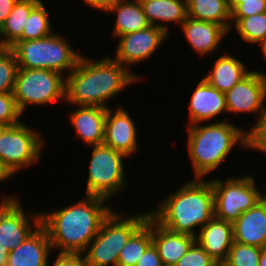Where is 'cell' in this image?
I'll return each instance as SVG.
<instances>
[{
	"label": "cell",
	"mask_w": 266,
	"mask_h": 266,
	"mask_svg": "<svg viewBox=\"0 0 266 266\" xmlns=\"http://www.w3.org/2000/svg\"><path fill=\"white\" fill-rule=\"evenodd\" d=\"M195 241L221 266L233 243V224L215 216L199 230Z\"/></svg>",
	"instance_id": "obj_19"
},
{
	"label": "cell",
	"mask_w": 266,
	"mask_h": 266,
	"mask_svg": "<svg viewBox=\"0 0 266 266\" xmlns=\"http://www.w3.org/2000/svg\"><path fill=\"white\" fill-rule=\"evenodd\" d=\"M152 243L164 266H174L195 242L188 234L174 233L163 228L151 217Z\"/></svg>",
	"instance_id": "obj_21"
},
{
	"label": "cell",
	"mask_w": 266,
	"mask_h": 266,
	"mask_svg": "<svg viewBox=\"0 0 266 266\" xmlns=\"http://www.w3.org/2000/svg\"><path fill=\"white\" fill-rule=\"evenodd\" d=\"M60 34L56 32L37 40H18L10 47L18 68L48 69L66 77L83 53L76 51L66 37Z\"/></svg>",
	"instance_id": "obj_6"
},
{
	"label": "cell",
	"mask_w": 266,
	"mask_h": 266,
	"mask_svg": "<svg viewBox=\"0 0 266 266\" xmlns=\"http://www.w3.org/2000/svg\"><path fill=\"white\" fill-rule=\"evenodd\" d=\"M241 59L229 52L219 56L203 78L222 93L228 92L236 83L245 78L251 71Z\"/></svg>",
	"instance_id": "obj_22"
},
{
	"label": "cell",
	"mask_w": 266,
	"mask_h": 266,
	"mask_svg": "<svg viewBox=\"0 0 266 266\" xmlns=\"http://www.w3.org/2000/svg\"><path fill=\"white\" fill-rule=\"evenodd\" d=\"M89 1H90V0H83V2H84L85 4H87Z\"/></svg>",
	"instance_id": "obj_44"
},
{
	"label": "cell",
	"mask_w": 266,
	"mask_h": 266,
	"mask_svg": "<svg viewBox=\"0 0 266 266\" xmlns=\"http://www.w3.org/2000/svg\"><path fill=\"white\" fill-rule=\"evenodd\" d=\"M49 12L46 5L41 0L30 12L27 23L23 29L22 37L19 40H37L54 33L52 23H50Z\"/></svg>",
	"instance_id": "obj_29"
},
{
	"label": "cell",
	"mask_w": 266,
	"mask_h": 266,
	"mask_svg": "<svg viewBox=\"0 0 266 266\" xmlns=\"http://www.w3.org/2000/svg\"><path fill=\"white\" fill-rule=\"evenodd\" d=\"M227 114H254L257 123L266 113V73L251 72L225 93Z\"/></svg>",
	"instance_id": "obj_12"
},
{
	"label": "cell",
	"mask_w": 266,
	"mask_h": 266,
	"mask_svg": "<svg viewBox=\"0 0 266 266\" xmlns=\"http://www.w3.org/2000/svg\"><path fill=\"white\" fill-rule=\"evenodd\" d=\"M40 132L23 121L0 128V161L12 176L39 163L46 146Z\"/></svg>",
	"instance_id": "obj_8"
},
{
	"label": "cell",
	"mask_w": 266,
	"mask_h": 266,
	"mask_svg": "<svg viewBox=\"0 0 266 266\" xmlns=\"http://www.w3.org/2000/svg\"><path fill=\"white\" fill-rule=\"evenodd\" d=\"M150 25L170 34L168 23L179 25L187 18V0H139ZM175 23V24H174ZM166 24V25H165Z\"/></svg>",
	"instance_id": "obj_23"
},
{
	"label": "cell",
	"mask_w": 266,
	"mask_h": 266,
	"mask_svg": "<svg viewBox=\"0 0 266 266\" xmlns=\"http://www.w3.org/2000/svg\"><path fill=\"white\" fill-rule=\"evenodd\" d=\"M262 248L233 241L221 266H259Z\"/></svg>",
	"instance_id": "obj_30"
},
{
	"label": "cell",
	"mask_w": 266,
	"mask_h": 266,
	"mask_svg": "<svg viewBox=\"0 0 266 266\" xmlns=\"http://www.w3.org/2000/svg\"><path fill=\"white\" fill-rule=\"evenodd\" d=\"M17 0H0V27L6 21Z\"/></svg>",
	"instance_id": "obj_38"
},
{
	"label": "cell",
	"mask_w": 266,
	"mask_h": 266,
	"mask_svg": "<svg viewBox=\"0 0 266 266\" xmlns=\"http://www.w3.org/2000/svg\"><path fill=\"white\" fill-rule=\"evenodd\" d=\"M233 240L263 248L266 240V197L233 223Z\"/></svg>",
	"instance_id": "obj_20"
},
{
	"label": "cell",
	"mask_w": 266,
	"mask_h": 266,
	"mask_svg": "<svg viewBox=\"0 0 266 266\" xmlns=\"http://www.w3.org/2000/svg\"><path fill=\"white\" fill-rule=\"evenodd\" d=\"M51 264L48 260L47 266ZM53 264V265H52ZM51 266H86L82 253H59Z\"/></svg>",
	"instance_id": "obj_36"
},
{
	"label": "cell",
	"mask_w": 266,
	"mask_h": 266,
	"mask_svg": "<svg viewBox=\"0 0 266 266\" xmlns=\"http://www.w3.org/2000/svg\"><path fill=\"white\" fill-rule=\"evenodd\" d=\"M123 213L115 209L102 223L83 253L86 266H117L119 252L150 216L149 210L133 215Z\"/></svg>",
	"instance_id": "obj_5"
},
{
	"label": "cell",
	"mask_w": 266,
	"mask_h": 266,
	"mask_svg": "<svg viewBox=\"0 0 266 266\" xmlns=\"http://www.w3.org/2000/svg\"><path fill=\"white\" fill-rule=\"evenodd\" d=\"M104 12L106 14L108 12L115 13L116 18L111 32L114 38L143 30L150 26L139 0H119Z\"/></svg>",
	"instance_id": "obj_24"
},
{
	"label": "cell",
	"mask_w": 266,
	"mask_h": 266,
	"mask_svg": "<svg viewBox=\"0 0 266 266\" xmlns=\"http://www.w3.org/2000/svg\"><path fill=\"white\" fill-rule=\"evenodd\" d=\"M142 77L109 54L97 61L82 54L75 68L65 77V102L71 106L108 109L111 108L108 100L110 102L118 93L144 80Z\"/></svg>",
	"instance_id": "obj_1"
},
{
	"label": "cell",
	"mask_w": 266,
	"mask_h": 266,
	"mask_svg": "<svg viewBox=\"0 0 266 266\" xmlns=\"http://www.w3.org/2000/svg\"><path fill=\"white\" fill-rule=\"evenodd\" d=\"M161 201L150 209V216L174 233L196 237L201 227L215 216L213 185L208 179H188Z\"/></svg>",
	"instance_id": "obj_3"
},
{
	"label": "cell",
	"mask_w": 266,
	"mask_h": 266,
	"mask_svg": "<svg viewBox=\"0 0 266 266\" xmlns=\"http://www.w3.org/2000/svg\"><path fill=\"white\" fill-rule=\"evenodd\" d=\"M259 266H266V249L261 250Z\"/></svg>",
	"instance_id": "obj_42"
},
{
	"label": "cell",
	"mask_w": 266,
	"mask_h": 266,
	"mask_svg": "<svg viewBox=\"0 0 266 266\" xmlns=\"http://www.w3.org/2000/svg\"><path fill=\"white\" fill-rule=\"evenodd\" d=\"M191 95L188 103L189 121L186 126L210 123L213 119L215 122L226 121L225 118L218 119L221 114H227L225 94L211 86L203 77Z\"/></svg>",
	"instance_id": "obj_15"
},
{
	"label": "cell",
	"mask_w": 266,
	"mask_h": 266,
	"mask_svg": "<svg viewBox=\"0 0 266 266\" xmlns=\"http://www.w3.org/2000/svg\"><path fill=\"white\" fill-rule=\"evenodd\" d=\"M185 39L201 58L216 53L221 46L222 40L230 34L223 26L193 18H186V21L179 27ZM217 49V50H216Z\"/></svg>",
	"instance_id": "obj_16"
},
{
	"label": "cell",
	"mask_w": 266,
	"mask_h": 266,
	"mask_svg": "<svg viewBox=\"0 0 266 266\" xmlns=\"http://www.w3.org/2000/svg\"><path fill=\"white\" fill-rule=\"evenodd\" d=\"M119 0H90L86 5L93 8L95 11L104 12L108 7L114 5Z\"/></svg>",
	"instance_id": "obj_39"
},
{
	"label": "cell",
	"mask_w": 266,
	"mask_h": 266,
	"mask_svg": "<svg viewBox=\"0 0 266 266\" xmlns=\"http://www.w3.org/2000/svg\"><path fill=\"white\" fill-rule=\"evenodd\" d=\"M85 196H96L106 200L125 192L128 188L124 153L105 144L91 146ZM119 192V193H118Z\"/></svg>",
	"instance_id": "obj_7"
},
{
	"label": "cell",
	"mask_w": 266,
	"mask_h": 266,
	"mask_svg": "<svg viewBox=\"0 0 266 266\" xmlns=\"http://www.w3.org/2000/svg\"><path fill=\"white\" fill-rule=\"evenodd\" d=\"M256 177L253 175L232 176L221 180L212 178L210 181L214 191L215 217L234 223L240 215L254 207L264 198V192L258 189Z\"/></svg>",
	"instance_id": "obj_10"
},
{
	"label": "cell",
	"mask_w": 266,
	"mask_h": 266,
	"mask_svg": "<svg viewBox=\"0 0 266 266\" xmlns=\"http://www.w3.org/2000/svg\"><path fill=\"white\" fill-rule=\"evenodd\" d=\"M261 53L263 54L265 60H266V39L264 42L259 46Z\"/></svg>",
	"instance_id": "obj_43"
},
{
	"label": "cell",
	"mask_w": 266,
	"mask_h": 266,
	"mask_svg": "<svg viewBox=\"0 0 266 266\" xmlns=\"http://www.w3.org/2000/svg\"><path fill=\"white\" fill-rule=\"evenodd\" d=\"M52 246L40 225L21 245L9 252L7 266H47Z\"/></svg>",
	"instance_id": "obj_18"
},
{
	"label": "cell",
	"mask_w": 266,
	"mask_h": 266,
	"mask_svg": "<svg viewBox=\"0 0 266 266\" xmlns=\"http://www.w3.org/2000/svg\"><path fill=\"white\" fill-rule=\"evenodd\" d=\"M107 202L101 197L84 196L58 210L41 211V226L48 234L53 252L59 249V253L83 254L102 223L115 210Z\"/></svg>",
	"instance_id": "obj_2"
},
{
	"label": "cell",
	"mask_w": 266,
	"mask_h": 266,
	"mask_svg": "<svg viewBox=\"0 0 266 266\" xmlns=\"http://www.w3.org/2000/svg\"><path fill=\"white\" fill-rule=\"evenodd\" d=\"M0 199V241L9 249L21 245L40 225L39 211L25 212L21 199L2 195ZM29 214V215H28Z\"/></svg>",
	"instance_id": "obj_11"
},
{
	"label": "cell",
	"mask_w": 266,
	"mask_h": 266,
	"mask_svg": "<svg viewBox=\"0 0 266 266\" xmlns=\"http://www.w3.org/2000/svg\"><path fill=\"white\" fill-rule=\"evenodd\" d=\"M174 266H220L196 241Z\"/></svg>",
	"instance_id": "obj_34"
},
{
	"label": "cell",
	"mask_w": 266,
	"mask_h": 266,
	"mask_svg": "<svg viewBox=\"0 0 266 266\" xmlns=\"http://www.w3.org/2000/svg\"><path fill=\"white\" fill-rule=\"evenodd\" d=\"M254 124L247 129V149L258 150L266 155V113Z\"/></svg>",
	"instance_id": "obj_35"
},
{
	"label": "cell",
	"mask_w": 266,
	"mask_h": 266,
	"mask_svg": "<svg viewBox=\"0 0 266 266\" xmlns=\"http://www.w3.org/2000/svg\"><path fill=\"white\" fill-rule=\"evenodd\" d=\"M13 96L23 115L29 105L43 107L57 101L65 103V77L48 69L18 68Z\"/></svg>",
	"instance_id": "obj_9"
},
{
	"label": "cell",
	"mask_w": 266,
	"mask_h": 266,
	"mask_svg": "<svg viewBox=\"0 0 266 266\" xmlns=\"http://www.w3.org/2000/svg\"><path fill=\"white\" fill-rule=\"evenodd\" d=\"M187 17L214 22L231 31L229 0H187Z\"/></svg>",
	"instance_id": "obj_26"
},
{
	"label": "cell",
	"mask_w": 266,
	"mask_h": 266,
	"mask_svg": "<svg viewBox=\"0 0 266 266\" xmlns=\"http://www.w3.org/2000/svg\"><path fill=\"white\" fill-rule=\"evenodd\" d=\"M114 109L112 107L107 109L103 144L131 158L140 147L138 127L126 108L120 105Z\"/></svg>",
	"instance_id": "obj_14"
},
{
	"label": "cell",
	"mask_w": 266,
	"mask_h": 266,
	"mask_svg": "<svg viewBox=\"0 0 266 266\" xmlns=\"http://www.w3.org/2000/svg\"><path fill=\"white\" fill-rule=\"evenodd\" d=\"M170 35L164 29L150 25L143 30L119 36L114 59L131 71L129 67L150 59Z\"/></svg>",
	"instance_id": "obj_13"
},
{
	"label": "cell",
	"mask_w": 266,
	"mask_h": 266,
	"mask_svg": "<svg viewBox=\"0 0 266 266\" xmlns=\"http://www.w3.org/2000/svg\"><path fill=\"white\" fill-rule=\"evenodd\" d=\"M233 28L244 43L260 46L266 39V12L249 17L231 18L230 33Z\"/></svg>",
	"instance_id": "obj_28"
},
{
	"label": "cell",
	"mask_w": 266,
	"mask_h": 266,
	"mask_svg": "<svg viewBox=\"0 0 266 266\" xmlns=\"http://www.w3.org/2000/svg\"><path fill=\"white\" fill-rule=\"evenodd\" d=\"M13 93H0V126H12L23 121Z\"/></svg>",
	"instance_id": "obj_32"
},
{
	"label": "cell",
	"mask_w": 266,
	"mask_h": 266,
	"mask_svg": "<svg viewBox=\"0 0 266 266\" xmlns=\"http://www.w3.org/2000/svg\"><path fill=\"white\" fill-rule=\"evenodd\" d=\"M151 244V216H149L119 252L117 266H135Z\"/></svg>",
	"instance_id": "obj_27"
},
{
	"label": "cell",
	"mask_w": 266,
	"mask_h": 266,
	"mask_svg": "<svg viewBox=\"0 0 266 266\" xmlns=\"http://www.w3.org/2000/svg\"><path fill=\"white\" fill-rule=\"evenodd\" d=\"M69 112V121L81 141L88 148L104 142L105 119L107 108L98 106H76Z\"/></svg>",
	"instance_id": "obj_17"
},
{
	"label": "cell",
	"mask_w": 266,
	"mask_h": 266,
	"mask_svg": "<svg viewBox=\"0 0 266 266\" xmlns=\"http://www.w3.org/2000/svg\"><path fill=\"white\" fill-rule=\"evenodd\" d=\"M231 18H243L266 12V0H229Z\"/></svg>",
	"instance_id": "obj_33"
},
{
	"label": "cell",
	"mask_w": 266,
	"mask_h": 266,
	"mask_svg": "<svg viewBox=\"0 0 266 266\" xmlns=\"http://www.w3.org/2000/svg\"><path fill=\"white\" fill-rule=\"evenodd\" d=\"M187 150L195 178L205 179L224 164L237 145L247 149V129L230 121L186 127Z\"/></svg>",
	"instance_id": "obj_4"
},
{
	"label": "cell",
	"mask_w": 266,
	"mask_h": 266,
	"mask_svg": "<svg viewBox=\"0 0 266 266\" xmlns=\"http://www.w3.org/2000/svg\"><path fill=\"white\" fill-rule=\"evenodd\" d=\"M17 59L10 48H0V93H13Z\"/></svg>",
	"instance_id": "obj_31"
},
{
	"label": "cell",
	"mask_w": 266,
	"mask_h": 266,
	"mask_svg": "<svg viewBox=\"0 0 266 266\" xmlns=\"http://www.w3.org/2000/svg\"><path fill=\"white\" fill-rule=\"evenodd\" d=\"M11 178H13V176L7 171L0 161V183Z\"/></svg>",
	"instance_id": "obj_41"
},
{
	"label": "cell",
	"mask_w": 266,
	"mask_h": 266,
	"mask_svg": "<svg viewBox=\"0 0 266 266\" xmlns=\"http://www.w3.org/2000/svg\"><path fill=\"white\" fill-rule=\"evenodd\" d=\"M263 249H266V240H265V243L263 245Z\"/></svg>",
	"instance_id": "obj_45"
},
{
	"label": "cell",
	"mask_w": 266,
	"mask_h": 266,
	"mask_svg": "<svg viewBox=\"0 0 266 266\" xmlns=\"http://www.w3.org/2000/svg\"><path fill=\"white\" fill-rule=\"evenodd\" d=\"M135 266H164L153 243L146 249Z\"/></svg>",
	"instance_id": "obj_37"
},
{
	"label": "cell",
	"mask_w": 266,
	"mask_h": 266,
	"mask_svg": "<svg viewBox=\"0 0 266 266\" xmlns=\"http://www.w3.org/2000/svg\"><path fill=\"white\" fill-rule=\"evenodd\" d=\"M41 0H17L6 21L0 27V48H10L21 37L31 10Z\"/></svg>",
	"instance_id": "obj_25"
},
{
	"label": "cell",
	"mask_w": 266,
	"mask_h": 266,
	"mask_svg": "<svg viewBox=\"0 0 266 266\" xmlns=\"http://www.w3.org/2000/svg\"><path fill=\"white\" fill-rule=\"evenodd\" d=\"M9 249L0 241V266H7Z\"/></svg>",
	"instance_id": "obj_40"
}]
</instances>
